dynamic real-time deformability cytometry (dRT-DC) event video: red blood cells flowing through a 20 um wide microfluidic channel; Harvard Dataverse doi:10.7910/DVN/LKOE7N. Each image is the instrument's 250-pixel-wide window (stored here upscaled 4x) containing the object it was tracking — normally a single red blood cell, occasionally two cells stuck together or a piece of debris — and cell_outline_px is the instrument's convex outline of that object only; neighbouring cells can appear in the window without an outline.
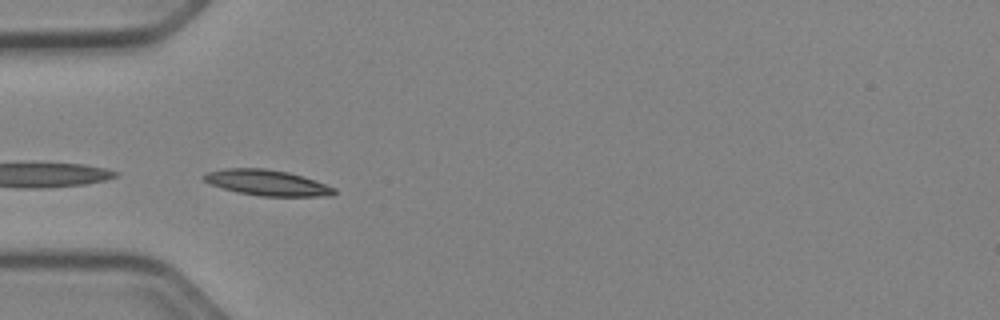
{"species": "Egyptian fruit bat (a non-hibernating species)", "species_latin": "Rousettus aegyptiacus", "temperature_condition": "cold", "stored_images_in_passage": 5, "camera_frame_rate_fps": 3000, "um_per_image_px": 0.085, "animal": {"sex": "female"}, "frame": {"image": 1, "passage_image": 1, "time_ms": 0.0, "image_size_px": [1000, 320], "cell_outline_px": [[336, 192], [332, 196], [260, 196], [240, 192], [224, 188], [212, 184], [204, 180], [200, 176], [208, 172], [224, 168], [264, 168], [288, 172], [316, 180], [336, 188]], "centroid_in_image_um": [22.74, 15.52], "position_along_channel_um": 62.3, "area_um2": 19.42}}